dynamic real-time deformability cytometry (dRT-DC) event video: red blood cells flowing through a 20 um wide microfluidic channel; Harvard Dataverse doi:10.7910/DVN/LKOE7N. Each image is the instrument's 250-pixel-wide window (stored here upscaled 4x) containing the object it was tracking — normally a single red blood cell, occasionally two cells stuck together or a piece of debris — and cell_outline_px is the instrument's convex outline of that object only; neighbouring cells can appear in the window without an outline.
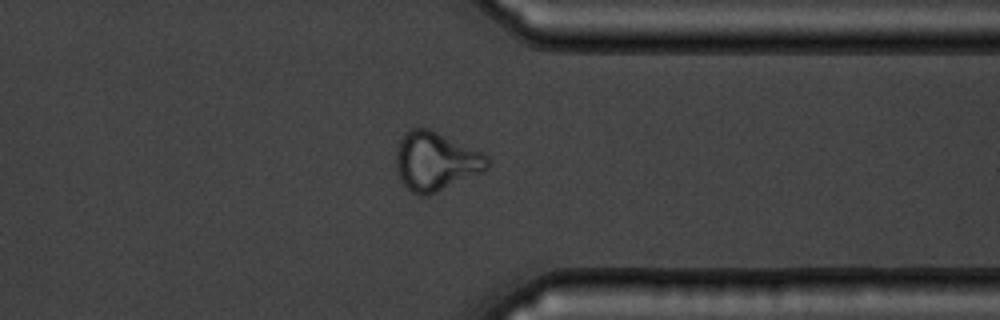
{"species": "common noctule bat (a hibernating species)", "species_latin": "Nyctalus noctula", "temperature_condition": "warm", "stored_images_in_passage": 41, "camera_frame_rate_fps": 3000, "um_per_image_px": 0.085, "animal": {"sex": "male", "body_mass_g": 19.5, "forearm_length_mm": 54.6}, "frame": {"image": 1, "passage_image": 30, "time_ms": 9.667, "image_size_px": [1000, 320], "cell_outline_px": [[488, 168], [480, 172], [436, 192], [424, 196], [420, 196], [412, 192], [400, 180], [396, 168], [396, 152], [400, 140], [412, 128], [428, 128], [484, 152], [488, 156]], "centroid_in_image_um": [37.03, 13.7], "position_along_channel_um": 374.4, "area_um2": 30.81}}